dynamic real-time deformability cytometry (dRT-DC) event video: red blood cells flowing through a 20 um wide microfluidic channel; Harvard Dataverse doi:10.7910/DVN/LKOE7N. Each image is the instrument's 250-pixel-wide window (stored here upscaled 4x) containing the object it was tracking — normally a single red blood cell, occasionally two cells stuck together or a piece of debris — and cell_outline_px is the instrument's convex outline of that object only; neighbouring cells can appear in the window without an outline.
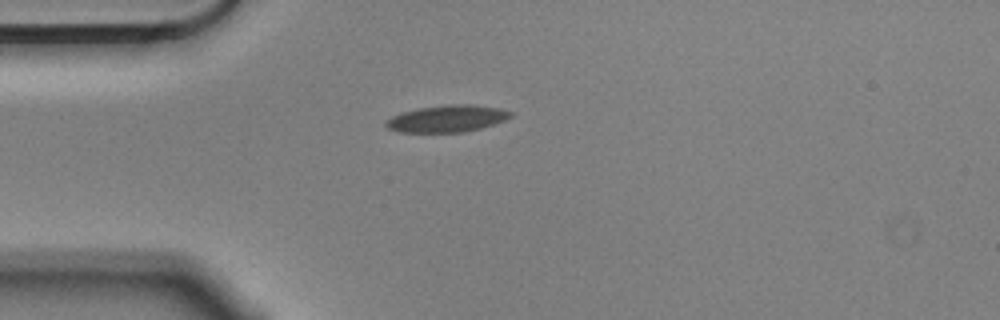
{"species": "Egyptian fruit bat (a non-hibernating species)", "species_latin": "Rousettus aegyptiacus", "temperature_condition": "cold", "stored_images_in_passage": 43, "camera_frame_rate_fps": 3000, "um_per_image_px": 0.085, "animal": {"sex": "male"}, "frame": {"image": 1, "passage_image": 1, "time_ms": 0.0, "image_size_px": [1000, 320], "cell_outline_px": [[512, 116], [504, 120], [480, 128], [464, 132], [396, 132], [388, 128], [384, 124], [392, 116], [404, 112], [420, 108], [448, 104], [468, 104], [500, 108], [512, 112]], "centroid_in_image_um": [38.0, 10.08], "position_along_channel_um": 47.0, "area_um2": 19.31}}
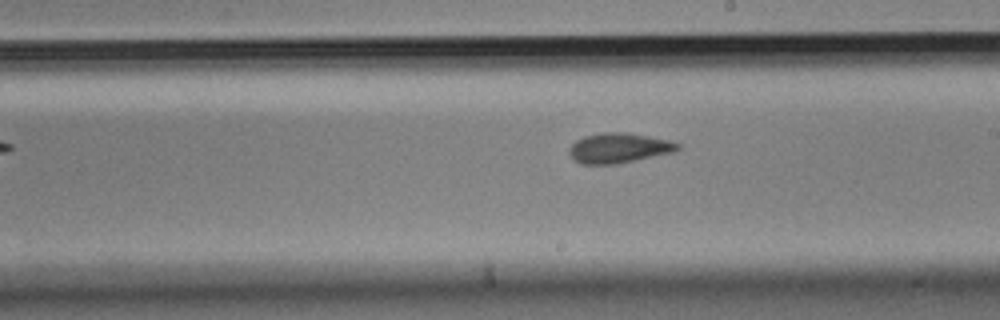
{"frame": {"image": 2, "passage_image": 18, "time_ms": 5.667, "image_size_px": [1000, 320], "cell_outline_px": [[680, 148], [672, 152], [616, 164], [580, 164], [572, 160], [568, 152], [568, 148], [576, 140], [584, 136], [604, 132], [628, 132], [668, 140], [680, 144]], "centroid_in_image_um": [52.53, 12.58], "position_along_channel_um": 236.5, "area_um2": 18.96}}
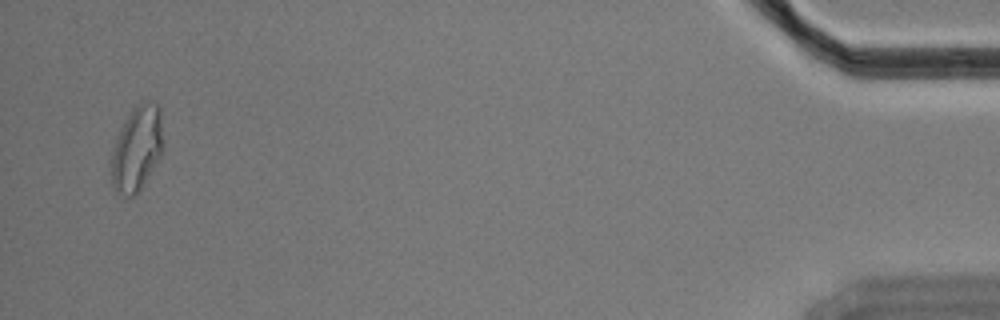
{"frame": {"image": 3, "passage_image": 41, "time_ms": 13.333, "image_size_px": [1000, 320], "cell_outline_px": [[160, 156], [140, 188], [128, 200], [120, 196], [112, 188], [112, 152], [120, 128], [124, 120], [132, 108], [140, 100], [148, 100], [156, 104], [160, 108]], "centroid_in_image_um": [11.58, 12.63], "position_along_channel_um": 423.6, "area_um2": 25.2}, "authors_computed_cell_mechanics": {"area_um2": 18.9006, "velocity_mm_per_s": 3.5542, "shape_relaxation_time_tau1_ms": 6.4571, "shape_relaxation_time_tau2_ms": 4.0926, "deformation_change_tau1": 0.1458, "deformation_change_tau2": 0.0693}}